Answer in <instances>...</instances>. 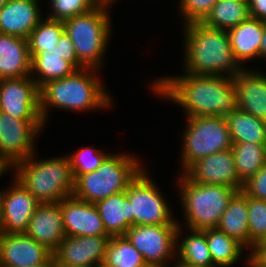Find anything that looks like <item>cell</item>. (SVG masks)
Masks as SVG:
<instances>
[{
	"mask_svg": "<svg viewBox=\"0 0 266 267\" xmlns=\"http://www.w3.org/2000/svg\"><path fill=\"white\" fill-rule=\"evenodd\" d=\"M109 236H66L53 251L56 265L95 267L103 264Z\"/></svg>",
	"mask_w": 266,
	"mask_h": 267,
	"instance_id": "cell-15",
	"label": "cell"
},
{
	"mask_svg": "<svg viewBox=\"0 0 266 267\" xmlns=\"http://www.w3.org/2000/svg\"><path fill=\"white\" fill-rule=\"evenodd\" d=\"M98 69L83 68L40 88V114L46 124L50 107L75 112L106 110L113 98L102 84Z\"/></svg>",
	"mask_w": 266,
	"mask_h": 267,
	"instance_id": "cell-3",
	"label": "cell"
},
{
	"mask_svg": "<svg viewBox=\"0 0 266 267\" xmlns=\"http://www.w3.org/2000/svg\"><path fill=\"white\" fill-rule=\"evenodd\" d=\"M231 150L238 176L243 183L266 164V144L233 143Z\"/></svg>",
	"mask_w": 266,
	"mask_h": 267,
	"instance_id": "cell-30",
	"label": "cell"
},
{
	"mask_svg": "<svg viewBox=\"0 0 266 267\" xmlns=\"http://www.w3.org/2000/svg\"><path fill=\"white\" fill-rule=\"evenodd\" d=\"M209 251L216 267H231L241 260L246 249L234 238L217 228L205 229Z\"/></svg>",
	"mask_w": 266,
	"mask_h": 267,
	"instance_id": "cell-28",
	"label": "cell"
},
{
	"mask_svg": "<svg viewBox=\"0 0 266 267\" xmlns=\"http://www.w3.org/2000/svg\"><path fill=\"white\" fill-rule=\"evenodd\" d=\"M249 250L266 238V201L247 196Z\"/></svg>",
	"mask_w": 266,
	"mask_h": 267,
	"instance_id": "cell-34",
	"label": "cell"
},
{
	"mask_svg": "<svg viewBox=\"0 0 266 267\" xmlns=\"http://www.w3.org/2000/svg\"><path fill=\"white\" fill-rule=\"evenodd\" d=\"M57 267H86V266H63V265H57Z\"/></svg>",
	"mask_w": 266,
	"mask_h": 267,
	"instance_id": "cell-50",
	"label": "cell"
},
{
	"mask_svg": "<svg viewBox=\"0 0 266 267\" xmlns=\"http://www.w3.org/2000/svg\"><path fill=\"white\" fill-rule=\"evenodd\" d=\"M250 17L266 21V0H248Z\"/></svg>",
	"mask_w": 266,
	"mask_h": 267,
	"instance_id": "cell-39",
	"label": "cell"
},
{
	"mask_svg": "<svg viewBox=\"0 0 266 267\" xmlns=\"http://www.w3.org/2000/svg\"><path fill=\"white\" fill-rule=\"evenodd\" d=\"M179 11L183 25L202 22L210 13L217 0H179Z\"/></svg>",
	"mask_w": 266,
	"mask_h": 267,
	"instance_id": "cell-36",
	"label": "cell"
},
{
	"mask_svg": "<svg viewBox=\"0 0 266 267\" xmlns=\"http://www.w3.org/2000/svg\"><path fill=\"white\" fill-rule=\"evenodd\" d=\"M176 233V260L193 267H216L213 264L209 246L206 240V233L202 230L189 229L186 236L182 223ZM182 226V227H181ZM182 237L181 241L180 238ZM179 241V242H178Z\"/></svg>",
	"mask_w": 266,
	"mask_h": 267,
	"instance_id": "cell-25",
	"label": "cell"
},
{
	"mask_svg": "<svg viewBox=\"0 0 266 267\" xmlns=\"http://www.w3.org/2000/svg\"><path fill=\"white\" fill-rule=\"evenodd\" d=\"M12 179L11 186L0 191L3 233H25L40 202L14 176Z\"/></svg>",
	"mask_w": 266,
	"mask_h": 267,
	"instance_id": "cell-14",
	"label": "cell"
},
{
	"mask_svg": "<svg viewBox=\"0 0 266 267\" xmlns=\"http://www.w3.org/2000/svg\"><path fill=\"white\" fill-rule=\"evenodd\" d=\"M180 170L184 173L198 159L231 149L233 142L226 120L221 116L186 118Z\"/></svg>",
	"mask_w": 266,
	"mask_h": 267,
	"instance_id": "cell-8",
	"label": "cell"
},
{
	"mask_svg": "<svg viewBox=\"0 0 266 267\" xmlns=\"http://www.w3.org/2000/svg\"><path fill=\"white\" fill-rule=\"evenodd\" d=\"M49 3L51 12L47 18L62 22L94 7V0H49Z\"/></svg>",
	"mask_w": 266,
	"mask_h": 267,
	"instance_id": "cell-35",
	"label": "cell"
},
{
	"mask_svg": "<svg viewBox=\"0 0 266 267\" xmlns=\"http://www.w3.org/2000/svg\"><path fill=\"white\" fill-rule=\"evenodd\" d=\"M150 85L155 95L182 107L186 118L225 117L238 109L233 77L184 73L156 78Z\"/></svg>",
	"mask_w": 266,
	"mask_h": 267,
	"instance_id": "cell-1",
	"label": "cell"
},
{
	"mask_svg": "<svg viewBox=\"0 0 266 267\" xmlns=\"http://www.w3.org/2000/svg\"><path fill=\"white\" fill-rule=\"evenodd\" d=\"M245 263L247 264V267H261L255 261H253L248 255L246 257Z\"/></svg>",
	"mask_w": 266,
	"mask_h": 267,
	"instance_id": "cell-44",
	"label": "cell"
},
{
	"mask_svg": "<svg viewBox=\"0 0 266 267\" xmlns=\"http://www.w3.org/2000/svg\"><path fill=\"white\" fill-rule=\"evenodd\" d=\"M182 26L183 73L234 77L245 68L233 55L227 31L207 26L203 22Z\"/></svg>",
	"mask_w": 266,
	"mask_h": 267,
	"instance_id": "cell-2",
	"label": "cell"
},
{
	"mask_svg": "<svg viewBox=\"0 0 266 267\" xmlns=\"http://www.w3.org/2000/svg\"><path fill=\"white\" fill-rule=\"evenodd\" d=\"M116 1L118 0H94V6H101L109 9Z\"/></svg>",
	"mask_w": 266,
	"mask_h": 267,
	"instance_id": "cell-41",
	"label": "cell"
},
{
	"mask_svg": "<svg viewBox=\"0 0 266 267\" xmlns=\"http://www.w3.org/2000/svg\"><path fill=\"white\" fill-rule=\"evenodd\" d=\"M242 191L247 196L266 201V164L244 182Z\"/></svg>",
	"mask_w": 266,
	"mask_h": 267,
	"instance_id": "cell-37",
	"label": "cell"
},
{
	"mask_svg": "<svg viewBox=\"0 0 266 267\" xmlns=\"http://www.w3.org/2000/svg\"><path fill=\"white\" fill-rule=\"evenodd\" d=\"M144 168L141 159L134 154L110 153L97 170L80 175L75 180L73 195L95 204L113 194L126 191Z\"/></svg>",
	"mask_w": 266,
	"mask_h": 267,
	"instance_id": "cell-6",
	"label": "cell"
},
{
	"mask_svg": "<svg viewBox=\"0 0 266 267\" xmlns=\"http://www.w3.org/2000/svg\"><path fill=\"white\" fill-rule=\"evenodd\" d=\"M109 153L92 147L80 148L72 154H67L74 180L80 175L97 170Z\"/></svg>",
	"mask_w": 266,
	"mask_h": 267,
	"instance_id": "cell-33",
	"label": "cell"
},
{
	"mask_svg": "<svg viewBox=\"0 0 266 267\" xmlns=\"http://www.w3.org/2000/svg\"><path fill=\"white\" fill-rule=\"evenodd\" d=\"M95 205L109 237L124 236L132 226L131 204L126 191L97 201Z\"/></svg>",
	"mask_w": 266,
	"mask_h": 267,
	"instance_id": "cell-23",
	"label": "cell"
},
{
	"mask_svg": "<svg viewBox=\"0 0 266 267\" xmlns=\"http://www.w3.org/2000/svg\"><path fill=\"white\" fill-rule=\"evenodd\" d=\"M173 263H175L174 265L168 266V267H193L187 264H184L178 260H175Z\"/></svg>",
	"mask_w": 266,
	"mask_h": 267,
	"instance_id": "cell-46",
	"label": "cell"
},
{
	"mask_svg": "<svg viewBox=\"0 0 266 267\" xmlns=\"http://www.w3.org/2000/svg\"><path fill=\"white\" fill-rule=\"evenodd\" d=\"M30 74L31 57L27 39L0 33V80Z\"/></svg>",
	"mask_w": 266,
	"mask_h": 267,
	"instance_id": "cell-21",
	"label": "cell"
},
{
	"mask_svg": "<svg viewBox=\"0 0 266 267\" xmlns=\"http://www.w3.org/2000/svg\"><path fill=\"white\" fill-rule=\"evenodd\" d=\"M26 267H57L55 259L53 255L46 261L43 262L42 264H37V265H29Z\"/></svg>",
	"mask_w": 266,
	"mask_h": 267,
	"instance_id": "cell-42",
	"label": "cell"
},
{
	"mask_svg": "<svg viewBox=\"0 0 266 267\" xmlns=\"http://www.w3.org/2000/svg\"><path fill=\"white\" fill-rule=\"evenodd\" d=\"M260 58L266 59V28L264 30L263 39L261 40L260 45Z\"/></svg>",
	"mask_w": 266,
	"mask_h": 267,
	"instance_id": "cell-43",
	"label": "cell"
},
{
	"mask_svg": "<svg viewBox=\"0 0 266 267\" xmlns=\"http://www.w3.org/2000/svg\"><path fill=\"white\" fill-rule=\"evenodd\" d=\"M46 246L26 233L0 235V267H26L46 262L51 256Z\"/></svg>",
	"mask_w": 266,
	"mask_h": 267,
	"instance_id": "cell-16",
	"label": "cell"
},
{
	"mask_svg": "<svg viewBox=\"0 0 266 267\" xmlns=\"http://www.w3.org/2000/svg\"><path fill=\"white\" fill-rule=\"evenodd\" d=\"M216 228L237 240L246 251L249 250L247 195L242 190L229 201Z\"/></svg>",
	"mask_w": 266,
	"mask_h": 267,
	"instance_id": "cell-26",
	"label": "cell"
},
{
	"mask_svg": "<svg viewBox=\"0 0 266 267\" xmlns=\"http://www.w3.org/2000/svg\"><path fill=\"white\" fill-rule=\"evenodd\" d=\"M56 45L58 46V51L62 55V58L69 61L77 70L85 68L78 61L73 42L66 32L61 35Z\"/></svg>",
	"mask_w": 266,
	"mask_h": 267,
	"instance_id": "cell-38",
	"label": "cell"
},
{
	"mask_svg": "<svg viewBox=\"0 0 266 267\" xmlns=\"http://www.w3.org/2000/svg\"><path fill=\"white\" fill-rule=\"evenodd\" d=\"M0 111L31 123H44L40 88L31 76L0 80Z\"/></svg>",
	"mask_w": 266,
	"mask_h": 267,
	"instance_id": "cell-12",
	"label": "cell"
},
{
	"mask_svg": "<svg viewBox=\"0 0 266 267\" xmlns=\"http://www.w3.org/2000/svg\"><path fill=\"white\" fill-rule=\"evenodd\" d=\"M41 0H8L0 10V33L28 38L43 18Z\"/></svg>",
	"mask_w": 266,
	"mask_h": 267,
	"instance_id": "cell-20",
	"label": "cell"
},
{
	"mask_svg": "<svg viewBox=\"0 0 266 267\" xmlns=\"http://www.w3.org/2000/svg\"><path fill=\"white\" fill-rule=\"evenodd\" d=\"M3 233V222H2V199L0 193V235Z\"/></svg>",
	"mask_w": 266,
	"mask_h": 267,
	"instance_id": "cell-45",
	"label": "cell"
},
{
	"mask_svg": "<svg viewBox=\"0 0 266 267\" xmlns=\"http://www.w3.org/2000/svg\"><path fill=\"white\" fill-rule=\"evenodd\" d=\"M110 15L108 8L94 6L88 12L63 22L65 32L75 47L78 61L85 68L102 71L104 55L113 31Z\"/></svg>",
	"mask_w": 266,
	"mask_h": 267,
	"instance_id": "cell-7",
	"label": "cell"
},
{
	"mask_svg": "<svg viewBox=\"0 0 266 267\" xmlns=\"http://www.w3.org/2000/svg\"><path fill=\"white\" fill-rule=\"evenodd\" d=\"M29 54L30 76L39 88L49 81L65 78L77 70L69 61L62 58L57 45L52 50L29 51Z\"/></svg>",
	"mask_w": 266,
	"mask_h": 267,
	"instance_id": "cell-24",
	"label": "cell"
},
{
	"mask_svg": "<svg viewBox=\"0 0 266 267\" xmlns=\"http://www.w3.org/2000/svg\"><path fill=\"white\" fill-rule=\"evenodd\" d=\"M178 227L179 225H133L124 236L142 254L146 264L168 267L171 260H176Z\"/></svg>",
	"mask_w": 266,
	"mask_h": 267,
	"instance_id": "cell-11",
	"label": "cell"
},
{
	"mask_svg": "<svg viewBox=\"0 0 266 267\" xmlns=\"http://www.w3.org/2000/svg\"><path fill=\"white\" fill-rule=\"evenodd\" d=\"M103 264L106 267H143L146 263L125 236L110 237Z\"/></svg>",
	"mask_w": 266,
	"mask_h": 267,
	"instance_id": "cell-31",
	"label": "cell"
},
{
	"mask_svg": "<svg viewBox=\"0 0 266 267\" xmlns=\"http://www.w3.org/2000/svg\"><path fill=\"white\" fill-rule=\"evenodd\" d=\"M8 0H0V10L7 3Z\"/></svg>",
	"mask_w": 266,
	"mask_h": 267,
	"instance_id": "cell-48",
	"label": "cell"
},
{
	"mask_svg": "<svg viewBox=\"0 0 266 267\" xmlns=\"http://www.w3.org/2000/svg\"><path fill=\"white\" fill-rule=\"evenodd\" d=\"M233 143L266 144V121L235 110L225 117Z\"/></svg>",
	"mask_w": 266,
	"mask_h": 267,
	"instance_id": "cell-27",
	"label": "cell"
},
{
	"mask_svg": "<svg viewBox=\"0 0 266 267\" xmlns=\"http://www.w3.org/2000/svg\"><path fill=\"white\" fill-rule=\"evenodd\" d=\"M95 267H106L104 264L96 265Z\"/></svg>",
	"mask_w": 266,
	"mask_h": 267,
	"instance_id": "cell-51",
	"label": "cell"
},
{
	"mask_svg": "<svg viewBox=\"0 0 266 267\" xmlns=\"http://www.w3.org/2000/svg\"><path fill=\"white\" fill-rule=\"evenodd\" d=\"M233 80L238 110L266 121V74L243 68Z\"/></svg>",
	"mask_w": 266,
	"mask_h": 267,
	"instance_id": "cell-19",
	"label": "cell"
},
{
	"mask_svg": "<svg viewBox=\"0 0 266 267\" xmlns=\"http://www.w3.org/2000/svg\"><path fill=\"white\" fill-rule=\"evenodd\" d=\"M32 154L12 169L20 181L40 203H58L74 193L75 180L66 156L38 160ZM37 160H36V159Z\"/></svg>",
	"mask_w": 266,
	"mask_h": 267,
	"instance_id": "cell-4",
	"label": "cell"
},
{
	"mask_svg": "<svg viewBox=\"0 0 266 267\" xmlns=\"http://www.w3.org/2000/svg\"><path fill=\"white\" fill-rule=\"evenodd\" d=\"M249 257L259 266L266 267V243L258 242L251 249Z\"/></svg>",
	"mask_w": 266,
	"mask_h": 267,
	"instance_id": "cell-40",
	"label": "cell"
},
{
	"mask_svg": "<svg viewBox=\"0 0 266 267\" xmlns=\"http://www.w3.org/2000/svg\"><path fill=\"white\" fill-rule=\"evenodd\" d=\"M249 17L248 2L242 0H217L202 22L207 26L228 31Z\"/></svg>",
	"mask_w": 266,
	"mask_h": 267,
	"instance_id": "cell-29",
	"label": "cell"
},
{
	"mask_svg": "<svg viewBox=\"0 0 266 267\" xmlns=\"http://www.w3.org/2000/svg\"><path fill=\"white\" fill-rule=\"evenodd\" d=\"M177 178L184 227L202 231L216 228L229 201L238 191L229 186L193 182L185 173Z\"/></svg>",
	"mask_w": 266,
	"mask_h": 267,
	"instance_id": "cell-5",
	"label": "cell"
},
{
	"mask_svg": "<svg viewBox=\"0 0 266 267\" xmlns=\"http://www.w3.org/2000/svg\"><path fill=\"white\" fill-rule=\"evenodd\" d=\"M45 123H31L0 111V163L8 170L36 153L38 135Z\"/></svg>",
	"mask_w": 266,
	"mask_h": 267,
	"instance_id": "cell-10",
	"label": "cell"
},
{
	"mask_svg": "<svg viewBox=\"0 0 266 267\" xmlns=\"http://www.w3.org/2000/svg\"><path fill=\"white\" fill-rule=\"evenodd\" d=\"M61 211L66 236H108L95 204L72 195L61 201Z\"/></svg>",
	"mask_w": 266,
	"mask_h": 267,
	"instance_id": "cell-17",
	"label": "cell"
},
{
	"mask_svg": "<svg viewBox=\"0 0 266 267\" xmlns=\"http://www.w3.org/2000/svg\"><path fill=\"white\" fill-rule=\"evenodd\" d=\"M184 173L196 183L229 186L238 192L244 186L231 149L198 159Z\"/></svg>",
	"mask_w": 266,
	"mask_h": 267,
	"instance_id": "cell-13",
	"label": "cell"
},
{
	"mask_svg": "<svg viewBox=\"0 0 266 267\" xmlns=\"http://www.w3.org/2000/svg\"><path fill=\"white\" fill-rule=\"evenodd\" d=\"M64 32L62 21L42 18L27 38L29 51L52 50Z\"/></svg>",
	"mask_w": 266,
	"mask_h": 267,
	"instance_id": "cell-32",
	"label": "cell"
},
{
	"mask_svg": "<svg viewBox=\"0 0 266 267\" xmlns=\"http://www.w3.org/2000/svg\"><path fill=\"white\" fill-rule=\"evenodd\" d=\"M143 267H161V266L154 265V264H145Z\"/></svg>",
	"mask_w": 266,
	"mask_h": 267,
	"instance_id": "cell-49",
	"label": "cell"
},
{
	"mask_svg": "<svg viewBox=\"0 0 266 267\" xmlns=\"http://www.w3.org/2000/svg\"><path fill=\"white\" fill-rule=\"evenodd\" d=\"M152 178L144 168L126 189L131 204L132 226L179 225L165 195Z\"/></svg>",
	"mask_w": 266,
	"mask_h": 267,
	"instance_id": "cell-9",
	"label": "cell"
},
{
	"mask_svg": "<svg viewBox=\"0 0 266 267\" xmlns=\"http://www.w3.org/2000/svg\"><path fill=\"white\" fill-rule=\"evenodd\" d=\"M25 233L53 252L66 237L61 202L40 203L32 215Z\"/></svg>",
	"mask_w": 266,
	"mask_h": 267,
	"instance_id": "cell-18",
	"label": "cell"
},
{
	"mask_svg": "<svg viewBox=\"0 0 266 267\" xmlns=\"http://www.w3.org/2000/svg\"><path fill=\"white\" fill-rule=\"evenodd\" d=\"M9 171L7 170L1 163H0V177H2L6 172Z\"/></svg>",
	"mask_w": 266,
	"mask_h": 267,
	"instance_id": "cell-47",
	"label": "cell"
},
{
	"mask_svg": "<svg viewBox=\"0 0 266 267\" xmlns=\"http://www.w3.org/2000/svg\"><path fill=\"white\" fill-rule=\"evenodd\" d=\"M265 28L264 21L249 17L227 31L233 55L241 66L255 58L260 59V45Z\"/></svg>",
	"mask_w": 266,
	"mask_h": 267,
	"instance_id": "cell-22",
	"label": "cell"
}]
</instances>
